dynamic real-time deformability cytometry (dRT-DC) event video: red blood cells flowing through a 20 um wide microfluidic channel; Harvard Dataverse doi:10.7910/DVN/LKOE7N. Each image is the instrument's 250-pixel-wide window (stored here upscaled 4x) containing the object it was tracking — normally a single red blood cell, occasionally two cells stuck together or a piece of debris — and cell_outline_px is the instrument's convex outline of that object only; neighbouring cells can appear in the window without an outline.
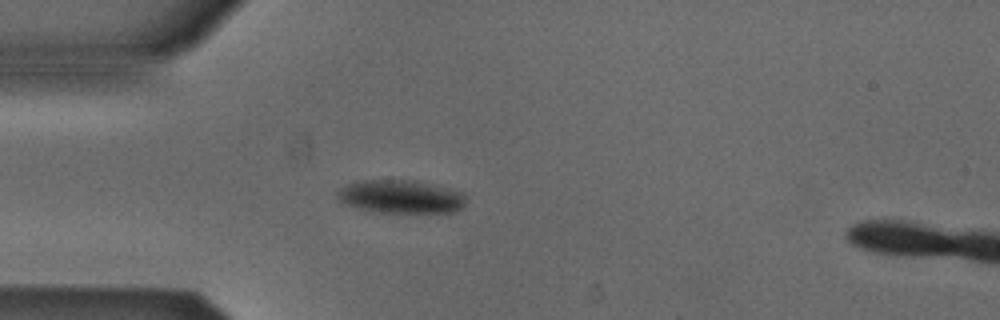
{"species": "Egyptian fruit bat (a non-hibernating species)", "species_latin": "Rousettus aegyptiacus", "temperature_condition": "cold", "stored_images_in_passage": 45, "camera_frame_rate_fps": 3000, "um_per_image_px": 0.085, "animal": {"sex": "male"}, "frame": {"image": 1, "passage_image": 6, "time_ms": 1.667, "image_size_px": [1000, 320], "cell_outline_px": [[468, 196], [464, 204], [456, 212], [380, 212], [360, 208], [344, 204], [336, 196], [336, 192], [340, 188], [356, 180], [416, 180], [464, 192]], "centroid_in_image_um": [34.09, 16.7], "position_along_channel_um": 50.9, "area_um2": 25.03}}
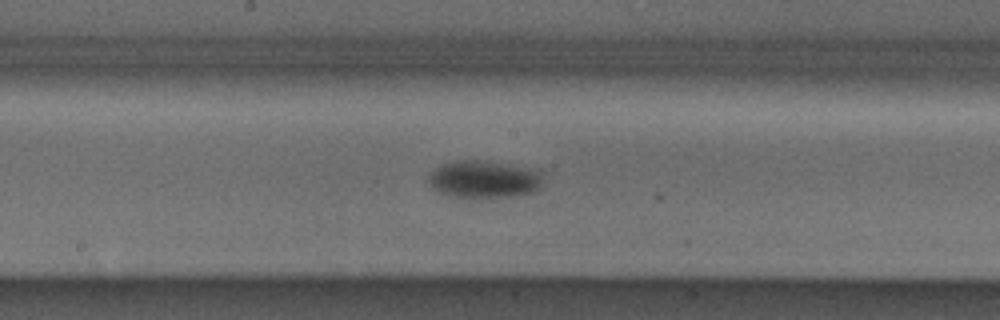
{"frame": {"image": 2, "passage_image": 19, "time_ms": 6.0, "image_size_px": [1000, 320], "cell_outline_px": [[544, 184], [540, 188], [532, 192], [516, 196], [452, 196], [436, 192], [428, 180], [428, 176], [436, 168], [444, 164], [456, 160], [476, 160], [540, 168]], "centroid_in_image_um": [41.22, 15.22], "position_along_channel_um": 207.0, "area_um2": 24.97}}
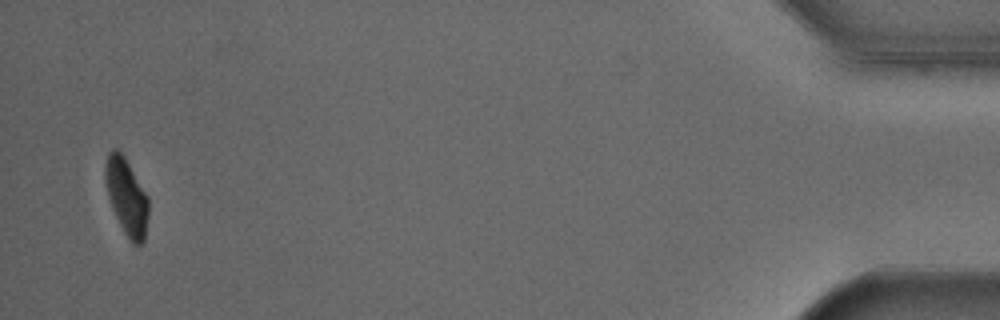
{"frame": {"image": 3, "passage_image": 43, "time_ms": 14.0, "image_size_px": [1000, 320], "cell_outline_px": [[148, 216], [144, 240], [140, 244], [132, 244], [124, 232], [112, 208], [108, 196], [104, 176], [104, 168], [108, 152], [112, 148], [116, 148], [124, 156], [148, 196]], "centroid_in_image_um": [10.75, 16.7], "position_along_channel_um": 424.5, "area_um2": 19.19}, "authors_computed_cell_mechanics": {"area_um2": 23.5824, "velocity_mm_per_s": 3.8427, "shape_relaxation_time_tau1_ms": 9.0757, "shape_relaxation_time_tau2_ms": null, "deformation_change_tau1": 0.1725, "deformation_change_tau2": null}}